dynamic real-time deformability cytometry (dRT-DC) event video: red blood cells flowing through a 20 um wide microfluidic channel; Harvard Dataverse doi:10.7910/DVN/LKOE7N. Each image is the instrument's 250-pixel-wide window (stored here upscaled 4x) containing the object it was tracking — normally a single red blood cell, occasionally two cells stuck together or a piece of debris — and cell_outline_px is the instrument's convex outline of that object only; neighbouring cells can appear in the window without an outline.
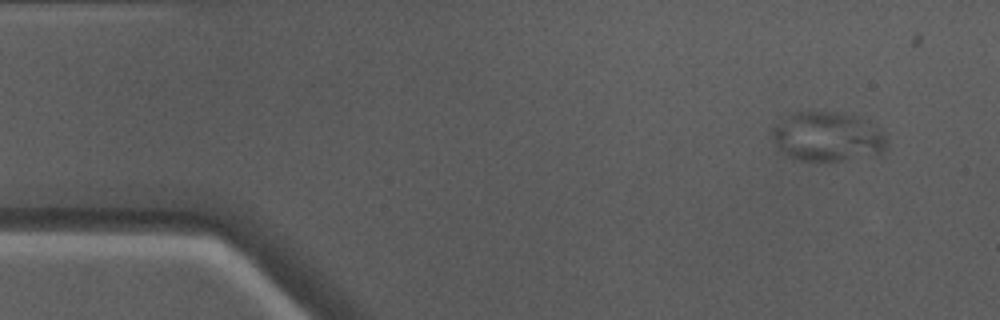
{"species": "Egyptian fruit bat (a non-hibernating species)", "species_latin": "Rousettus aegyptiacus", "temperature_condition": "warm", "stored_images_in_passage": 47, "camera_frame_rate_fps": 3000, "um_per_image_px": 0.085, "animal": {"sex": "male"}, "frame": {"image": 1, "passage_image": 1, "time_ms": 0.0, "image_size_px": [1000, 320], "cell_outline_px": [[884, 148], [880, 152], [840, 160], [800, 160], [788, 156], [768, 136], [772, 128], [788, 112], [836, 112], [860, 116], [880, 128], [884, 136]], "centroid_in_image_um": [70.25, 11.56], "position_along_channel_um": 14.8, "area_um2": 32.71}}
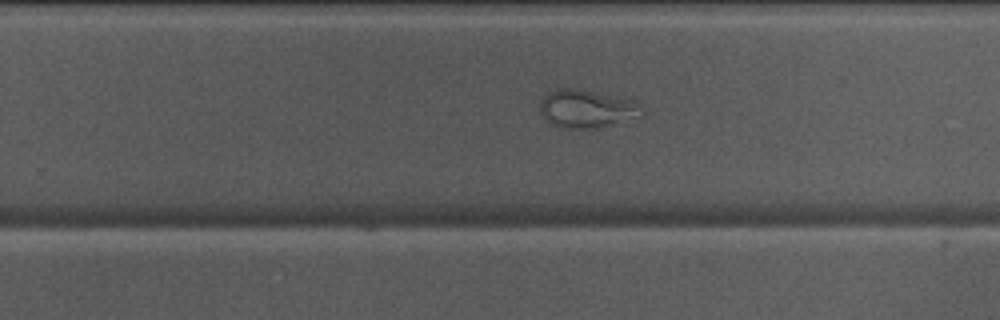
{"frame": {"image": 2, "passage_image": 28, "time_ms": 9.0, "image_size_px": [1000, 320], "cell_outline_px": [[644, 112], [640, 116], [596, 128], [564, 128], [552, 124], [540, 112], [540, 100], [548, 92], [556, 88], [576, 88], [632, 100], [640, 104]], "centroid_in_image_um": [49.84, 9.23], "position_along_channel_um": 280.0, "area_um2": 22.31}}
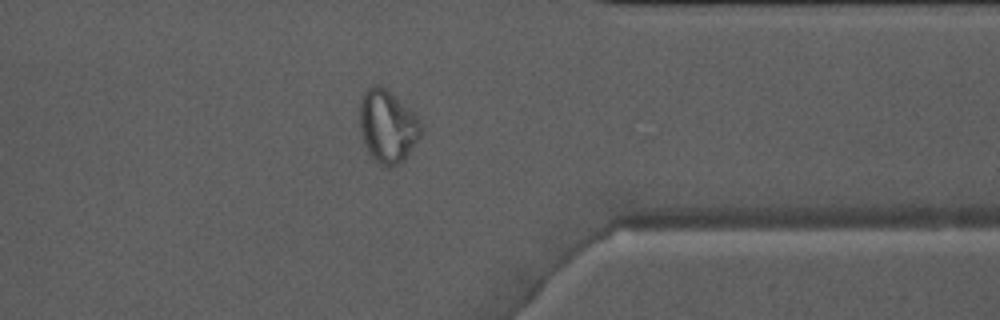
{"frame": {"image": 3, "passage_image": 36, "time_ms": 11.667, "image_size_px": [1000, 320], "cell_outline_px": [[424, 132], [404, 160], [400, 164], [388, 168], [384, 168], [368, 152], [360, 128], [360, 100], [364, 92], [372, 84], [380, 84], [412, 112], [424, 124]], "centroid_in_image_um": [32.97, 10.76], "position_along_channel_um": 378.4, "area_um2": 26.01}}